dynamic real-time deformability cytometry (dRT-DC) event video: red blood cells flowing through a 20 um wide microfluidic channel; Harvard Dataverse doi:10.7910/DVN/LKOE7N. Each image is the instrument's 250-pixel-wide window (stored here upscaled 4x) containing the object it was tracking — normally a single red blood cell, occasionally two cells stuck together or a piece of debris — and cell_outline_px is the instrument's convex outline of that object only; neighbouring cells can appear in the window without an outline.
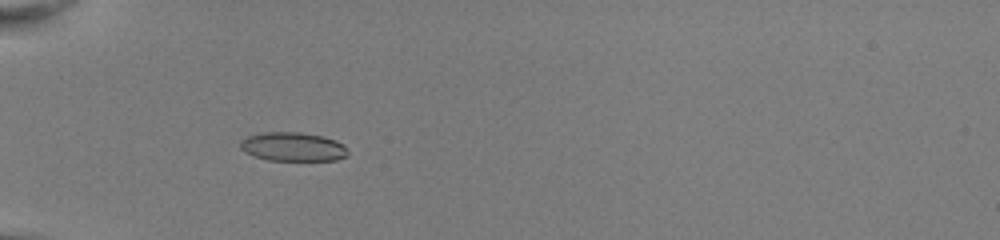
{"species": "common noctule bat (a hibernating species)", "species_latin": "Nyctalus noctula", "temperature_condition": "room temperature", "stored_images_in_passage": 34, "camera_frame_rate_fps": 3000, "um_per_image_px": 0.085, "animal": {"sex": "female", "body_mass_g": 22.0, "forearm_length_mm": 56.7}, "frame": {"image": 1, "passage_image": 1, "time_ms": 0.0, "image_size_px": [1000, 240], "cell_outline_px": [[348, 156], [336, 160], [268, 160], [252, 156], [244, 152], [240, 148], [240, 140], [248, 136], [260, 132], [300, 132], [324, 136], [336, 140], [344, 144], [348, 152]], "centroid_in_image_um": [24.89, 12.47], "position_along_channel_um": 60.1, "area_um2": 18.38}}
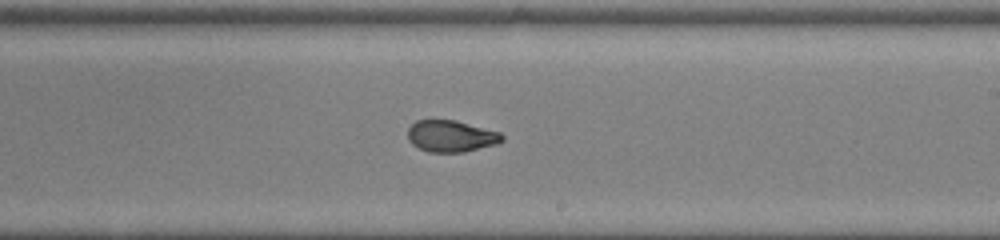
{"frame": {"image": 2, "passage_image": 16, "time_ms": 5.0, "image_size_px": [1000, 240], "cell_outline_px": [[504, 140], [496, 144], [464, 152], [428, 152], [412, 144], [408, 140], [408, 128], [416, 120], [456, 120], [500, 132], [504, 136]], "centroid_in_image_um": [38.34, 11.57], "position_along_channel_um": 250.7, "area_um2": 17.4}}
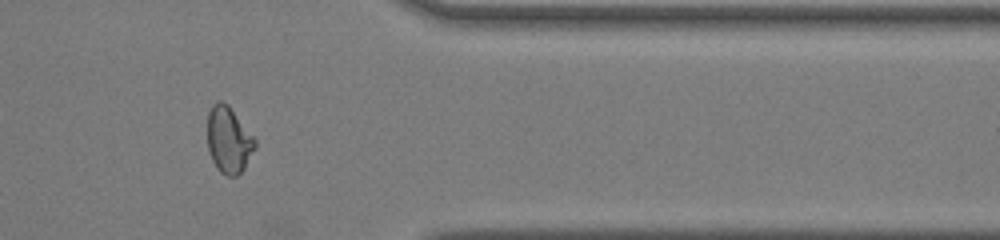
{"frame": {"image": 3, "passage_image": 27, "time_ms": 8.667, "image_size_px": [1000, 240], "cell_outline_px": [[256, 148], [244, 168], [236, 176], [228, 176], [220, 172], [216, 168], [212, 160], [208, 148], [208, 112], [212, 104], [216, 100], [220, 100], [228, 104], [256, 140]], "centroid_in_image_um": [19.43, 11.88], "position_along_channel_um": 392.0, "area_um2": 18.44}, "authors_computed_cell_mechanics": {"area_um2": 18.4093, "velocity_mm_per_s": 4.0667, "shape_relaxation_time_tau1_ms": 8.8891, "shape_relaxation_time_tau2_ms": 0.8269, "deformation_change_tau1": 0.242, "deformation_change_tau2": 0.0553}}